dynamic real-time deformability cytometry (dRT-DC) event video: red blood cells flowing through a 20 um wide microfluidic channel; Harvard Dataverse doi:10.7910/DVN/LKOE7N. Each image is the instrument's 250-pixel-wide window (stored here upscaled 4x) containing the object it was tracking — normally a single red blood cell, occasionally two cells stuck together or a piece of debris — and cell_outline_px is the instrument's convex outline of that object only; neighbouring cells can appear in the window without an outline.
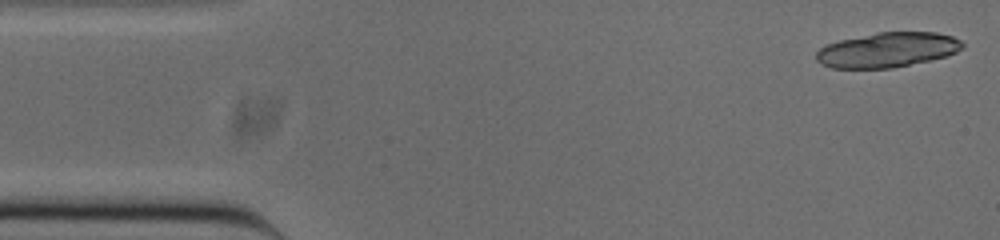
{"species": "common noctule bat (a hibernating species)", "species_latin": "Nyctalus noctula", "temperature_condition": "cold", "stored_images_in_passage": 15, "camera_frame_rate_fps": 3000, "um_per_image_px": 0.085, "animal": {"sex": "male", "body_mass_g": 20.0, "forearm_length_mm": 53.3}, "frame": {"image": 1, "passage_image": 1, "time_ms": 0.0, "image_size_px": [1000, 240], "cell_outline_px": [[964, 44], [956, 52], [944, 56], [928, 60], [892, 68], [832, 68], [820, 64], [816, 60], [816, 52], [824, 44], [840, 40], [876, 32], [936, 32], [952, 36], [960, 40]], "centroid_in_image_um": [75.37, 4.23], "position_along_channel_um": 9.6, "area_um2": 29.59}}